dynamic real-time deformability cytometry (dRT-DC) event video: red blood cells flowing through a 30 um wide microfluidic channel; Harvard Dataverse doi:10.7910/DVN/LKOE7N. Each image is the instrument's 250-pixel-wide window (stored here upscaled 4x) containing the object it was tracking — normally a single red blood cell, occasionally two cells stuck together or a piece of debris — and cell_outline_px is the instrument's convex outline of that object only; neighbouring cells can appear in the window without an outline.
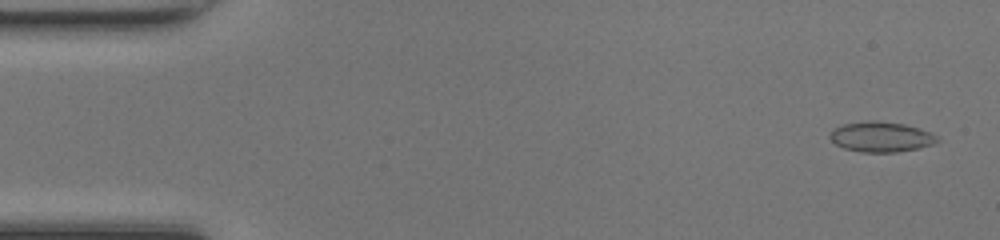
{"species": "common noctule bat (a hibernating species)", "species_latin": "Nyctalus noctula", "temperature_condition": "room temperature", "stored_images_in_passage": 48, "camera_frame_rate_fps": 3000, "um_per_image_px": 0.085, "animal": {"sex": "female", "body_mass_g": 17.0, "forearm_length_mm": 48.0}, "frame": {"image": 1, "passage_image": 2, "time_ms": 0.333, "image_size_px": [1000, 240], "cell_outline_px": [[940, 140], [932, 144], [920, 148], [896, 152], [860, 152], [844, 148], [836, 144], [828, 136], [836, 128], [844, 124], [872, 120], [876, 120], [904, 124], [920, 128], [932, 132], [940, 136]], "centroid_in_image_um": [74.95, 11.63], "position_along_channel_um": 10.0, "area_um2": 18.96}}
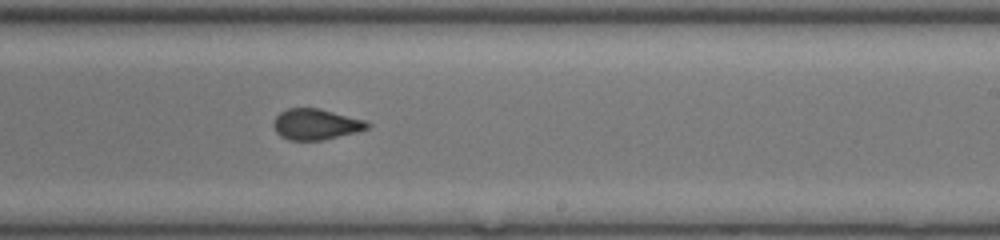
{"frame": {"image": 2, "passage_image": 29, "time_ms": 9.333, "image_size_px": [1000, 240], "cell_outline_px": [[372, 124], [368, 128], [356, 132], [324, 140], [288, 140], [280, 136], [276, 132], [272, 124], [276, 116], [280, 112], [288, 108], [320, 108], [364, 120]], "centroid_in_image_um": [26.83, 10.56], "position_along_channel_um": 262.2, "area_um2": 16.94}}
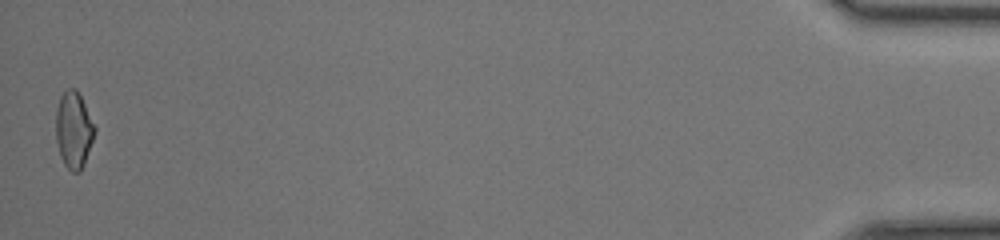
{"frame": {"image": 3, "passage_image": 48, "time_ms": 15.667, "image_size_px": [1000, 240], "cell_outline_px": [[96, 132], [84, 164], [80, 172], [72, 172], [64, 164], [60, 156], [56, 140], [56, 108], [60, 96], [68, 88], [76, 88], [96, 128]], "centroid_in_image_um": [6.26, 11.05], "position_along_channel_um": 428.9, "area_um2": 17.28}, "authors_computed_cell_mechanics": {"area_um2": 17.4267, "velocity_mm_per_s": 4.2699, "shape_relaxation_time_tau1_ms": null, "shape_relaxation_time_tau2_ms": 1.0365, "deformation_change_tau1": null, "deformation_change_tau2": 0.0574}}